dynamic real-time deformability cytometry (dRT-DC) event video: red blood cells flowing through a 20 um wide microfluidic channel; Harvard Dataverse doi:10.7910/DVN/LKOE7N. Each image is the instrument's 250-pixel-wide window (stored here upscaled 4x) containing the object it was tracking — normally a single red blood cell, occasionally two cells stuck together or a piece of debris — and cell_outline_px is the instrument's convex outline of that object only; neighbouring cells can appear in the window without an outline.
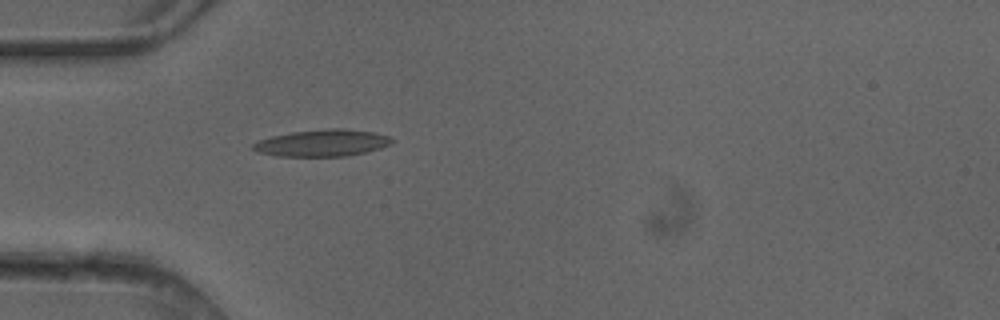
{"species": "common noctule bat (a hibernating species)", "species_latin": "Nyctalus noctula", "temperature_condition": "cold", "stored_images_in_passage": 5, "camera_frame_rate_fps": 3000, "um_per_image_px": 0.085, "animal": {"sex": "female"}, "frame": {"image": 1, "passage_image": 5, "time_ms": 1.333, "image_size_px": [1000, 320], "cell_outline_px": [[392, 144], [380, 148], [348, 156], [276, 156], [256, 152], [252, 148], [252, 144], [256, 140], [272, 136], [292, 132], [328, 128], [344, 128], [372, 132], [388, 136], [392, 140]], "centroid_in_image_um": [27.34, 12.15], "position_along_channel_um": 57.7, "area_um2": 21.73}}